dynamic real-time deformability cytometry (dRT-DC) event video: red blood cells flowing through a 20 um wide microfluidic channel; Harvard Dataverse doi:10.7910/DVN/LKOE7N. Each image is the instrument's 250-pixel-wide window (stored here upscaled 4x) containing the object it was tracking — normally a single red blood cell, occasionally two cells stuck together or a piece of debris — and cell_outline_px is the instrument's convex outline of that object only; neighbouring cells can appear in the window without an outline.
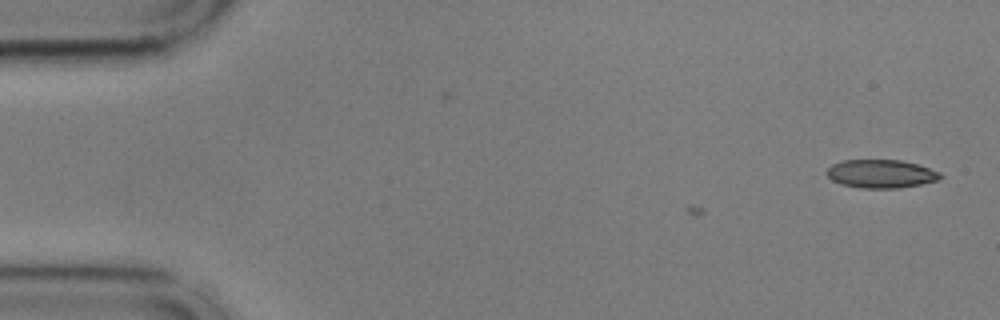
{"species": "common noctule bat (a hibernating species)", "species_latin": "Nyctalus noctula", "temperature_condition": "cold", "stored_images_in_passage": 3, "camera_frame_rate_fps": 3000, "um_per_image_px": 0.085, "animal": {"sex": "male", "body_mass_g": 17.9, "forearm_length_mm": 54.2}, "frame": {"image": 1, "passage_image": 3, "time_ms": 0.667, "image_size_px": [1000, 320], "cell_outline_px": [[944, 176], [936, 180], [920, 184], [896, 188], [860, 188], [844, 184], [832, 180], [828, 176], [828, 168], [832, 164], [844, 160], [900, 160], [916, 164], [940, 172]], "centroid_in_image_um": [74.89, 14.77], "position_along_channel_um": 10.1, "area_um2": 18.44}}